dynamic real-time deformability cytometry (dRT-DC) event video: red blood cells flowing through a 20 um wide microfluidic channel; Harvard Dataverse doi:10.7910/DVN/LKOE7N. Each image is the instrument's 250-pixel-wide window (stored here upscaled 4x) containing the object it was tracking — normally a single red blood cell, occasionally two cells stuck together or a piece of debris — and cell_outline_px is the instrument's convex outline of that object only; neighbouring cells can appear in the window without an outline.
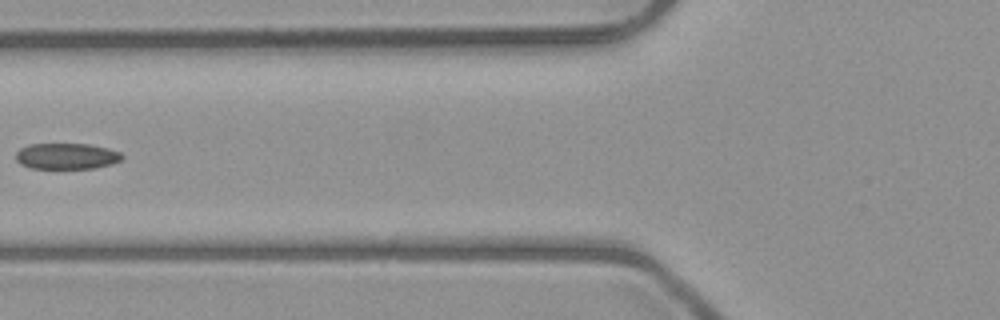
{"species": "common noctule bat (a hibernating species)", "species_latin": "Nyctalus noctula", "temperature_condition": "room temperature", "stored_images_in_passage": 6, "camera_frame_rate_fps": 3000, "um_per_image_px": 0.085, "animal": {"sex": "male", "body_mass_g": 23.1, "forearm_length_mm": 52.7}, "frame": {"image": 1, "passage_image": 5, "time_ms": 5.667, "image_size_px": [1000, 320], "cell_outline_px": [[124, 156], [120, 160], [112, 164], [92, 168], [32, 168], [20, 164], [16, 160], [16, 152], [20, 148], [28, 144], [88, 144], [108, 148], [120, 152]], "centroid_in_image_um": [5.65, 13.26], "position_along_channel_um": 120.2, "area_um2": 16.07}}
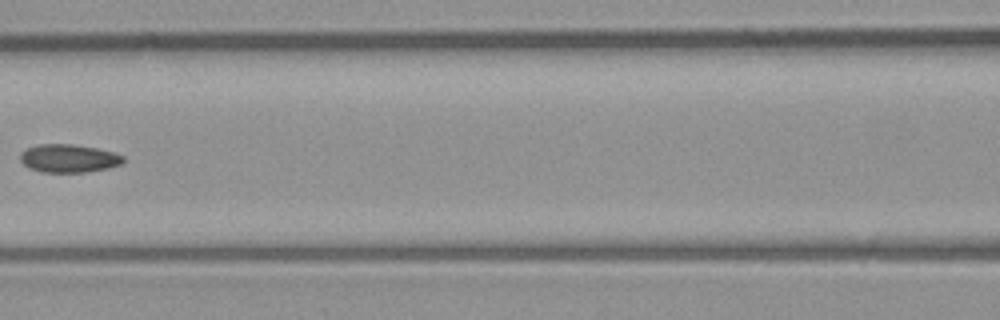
{"frame": {"image": 2, "passage_image": 6, "time_ms": 6.667, "image_size_px": [1000, 320], "cell_outline_px": [[124, 160], [120, 164], [108, 168], [88, 172], [40, 172], [28, 168], [20, 160], [20, 152], [28, 148], [40, 144], [72, 144], [96, 148], [112, 152], [124, 156]], "centroid_in_image_um": [5.81, 13.47], "position_along_channel_um": 160.8, "area_um2": 16.88}}